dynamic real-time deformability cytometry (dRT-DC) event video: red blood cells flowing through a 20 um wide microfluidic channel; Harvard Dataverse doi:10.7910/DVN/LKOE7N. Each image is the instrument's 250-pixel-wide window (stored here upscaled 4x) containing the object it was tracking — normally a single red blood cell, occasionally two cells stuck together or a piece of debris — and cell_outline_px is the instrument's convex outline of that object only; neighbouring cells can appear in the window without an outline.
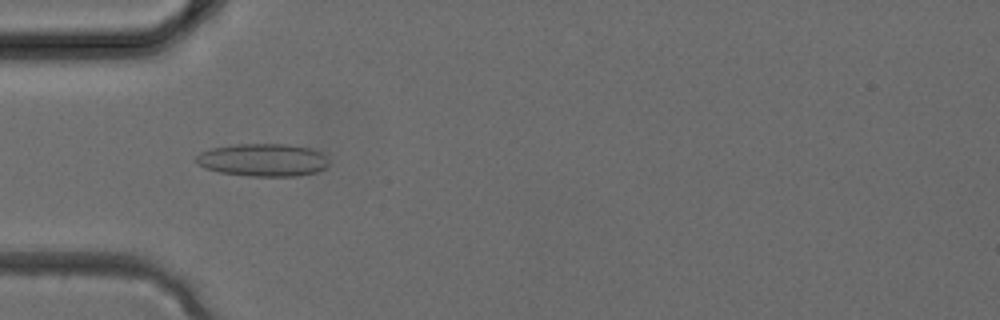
{"species": "common noctule bat (a hibernating species)", "species_latin": "Nyctalus noctula", "temperature_condition": "cold", "stored_images_in_passage": 2, "camera_frame_rate_fps": 3000, "um_per_image_px": 0.085, "animal": {"sex": "female", "body_mass_g": 24.6, "forearm_length_mm": 56.2}, "frame": {"image": 1, "passage_image": 2, "time_ms": 0.333, "image_size_px": [1000, 320], "cell_outline_px": [[328, 164], [324, 168], [316, 172], [296, 176], [252, 176], [220, 172], [204, 168], [196, 160], [196, 156], [200, 152], [212, 148], [236, 144], [288, 144], [312, 148], [320, 152], [328, 160]], "centroid_in_image_um": [22.36, 13.59], "position_along_channel_um": 62.6, "area_um2": 25.2}}